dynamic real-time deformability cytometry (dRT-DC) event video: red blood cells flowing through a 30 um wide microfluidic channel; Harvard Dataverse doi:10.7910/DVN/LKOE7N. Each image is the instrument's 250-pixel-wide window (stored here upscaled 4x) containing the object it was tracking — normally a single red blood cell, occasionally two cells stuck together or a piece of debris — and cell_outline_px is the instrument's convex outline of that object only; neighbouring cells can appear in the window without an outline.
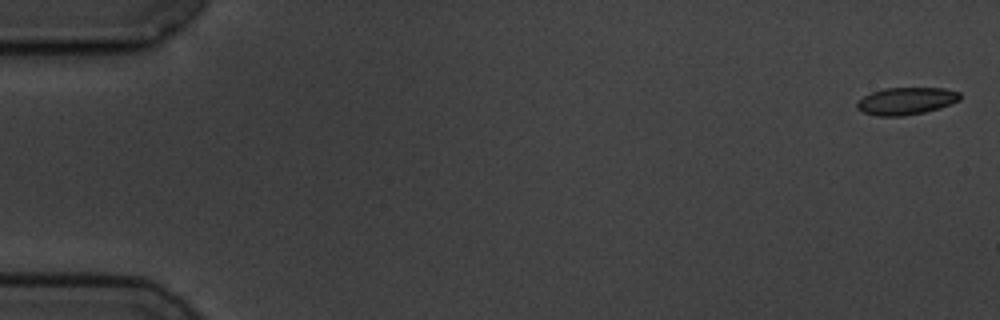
{"species": "common noctule bat (a hibernating species)", "species_latin": "Nyctalus noctula", "temperature_condition": "cold", "stored_images_in_passage": 6, "camera_frame_rate_fps": 3000, "um_per_image_px": 0.085, "animal": {"sex": "male", "body_mass_g": 19.5, "forearm_length_mm": 54.6}, "frame": {"image": 1, "passage_image": 1, "time_ms": 0.0, "image_size_px": [1000, 320], "cell_outline_px": [[960, 100], [940, 108], [924, 112], [904, 116], [876, 116], [864, 112], [856, 108], [856, 100], [872, 92], [884, 88], [944, 88], [960, 92]], "centroid_in_image_um": [77.0, 8.58], "position_along_channel_um": 8.0, "area_um2": 16.47}}
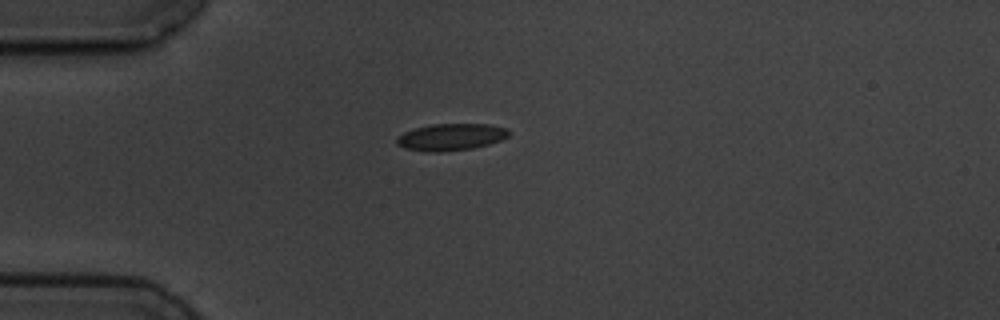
{"frame": {"image": 2, "passage_image": 5, "time_ms": 4.667, "image_size_px": [1000, 320], "cell_outline_px": [[512, 132], [508, 136], [500, 140], [488, 144], [472, 148], [440, 152], [432, 152], [404, 148], [396, 144], [396, 136], [404, 132], [416, 128], [432, 124], [488, 124], [508, 128]], "centroid_in_image_um": [38.33, 11.64], "position_along_channel_um": 46.7, "area_um2": 17.57}}